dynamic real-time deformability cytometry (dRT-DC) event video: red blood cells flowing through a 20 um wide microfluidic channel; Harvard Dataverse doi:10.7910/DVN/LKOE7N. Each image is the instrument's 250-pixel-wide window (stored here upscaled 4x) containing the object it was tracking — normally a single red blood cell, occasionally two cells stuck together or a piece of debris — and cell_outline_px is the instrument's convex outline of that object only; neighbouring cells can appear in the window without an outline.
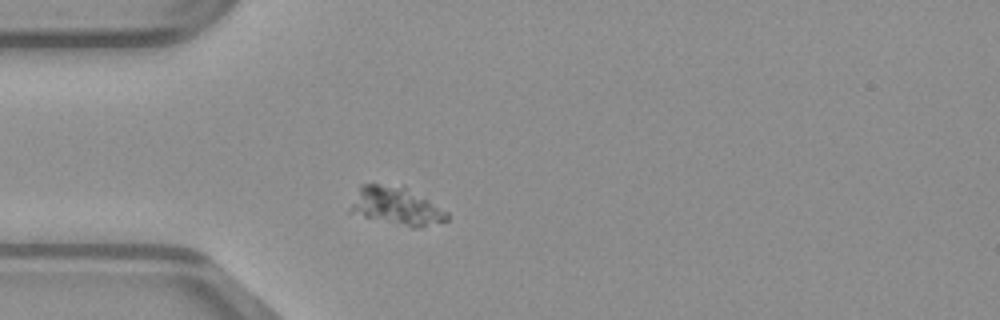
{"species": "common noctule bat (a hibernating species)", "species_latin": "Nyctalus noctula", "temperature_condition": "warm", "stored_images_in_passage": 38, "camera_frame_rate_fps": 3000, "um_per_image_px": 0.085, "animal": {"sex": "male", "body_mass_g": 23.1, "forearm_length_mm": 52.7}, "frame": {"image": 1, "passage_image": 1, "time_ms": 0.0, "image_size_px": [1000, 320], "cell_outline_px": [[448, 220], [416, 228], [412, 228], [348, 212], [348, 208], [360, 184], [404, 184], [448, 212]], "centroid_in_image_um": [33.67, 17.48], "position_along_channel_um": 51.3, "area_um2": 21.68}}
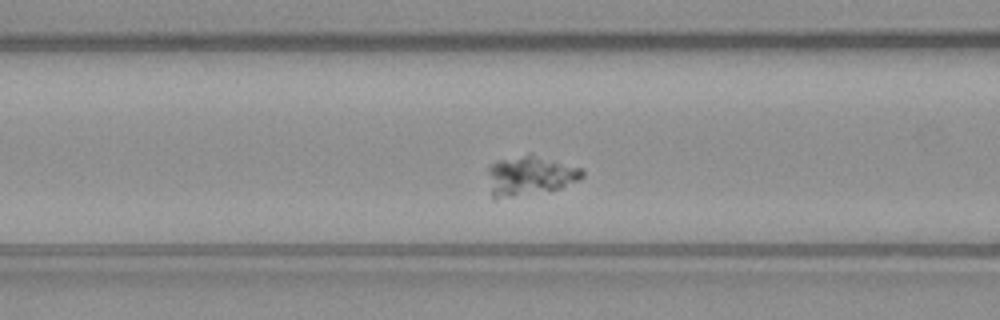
{"frame": {"image": 2, "passage_image": 7, "time_ms": 2.0, "image_size_px": [1000, 320], "cell_outline_px": [[584, 176], [580, 180], [560, 188], [496, 200], [492, 200], [488, 172], [488, 168], [492, 164], [500, 160], [524, 156], [532, 156], [580, 168], [584, 172]], "centroid_in_image_um": [45.0, 15.0], "position_along_channel_um": 121.6, "area_um2": 20.92}}
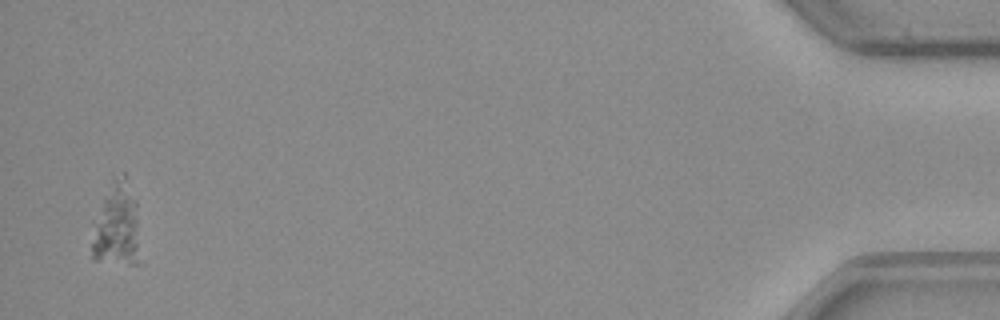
{"frame": {"image": 3, "passage_image": 37, "time_ms": 12.0, "image_size_px": [1000, 320], "cell_outline_px": [[140, 264], [128, 264], [92, 260], [92, 224], [112, 172], [124, 172], [136, 200]], "centroid_in_image_um": [9.91, 19.05], "position_along_channel_um": 425.3, "area_um2": 24.68}}